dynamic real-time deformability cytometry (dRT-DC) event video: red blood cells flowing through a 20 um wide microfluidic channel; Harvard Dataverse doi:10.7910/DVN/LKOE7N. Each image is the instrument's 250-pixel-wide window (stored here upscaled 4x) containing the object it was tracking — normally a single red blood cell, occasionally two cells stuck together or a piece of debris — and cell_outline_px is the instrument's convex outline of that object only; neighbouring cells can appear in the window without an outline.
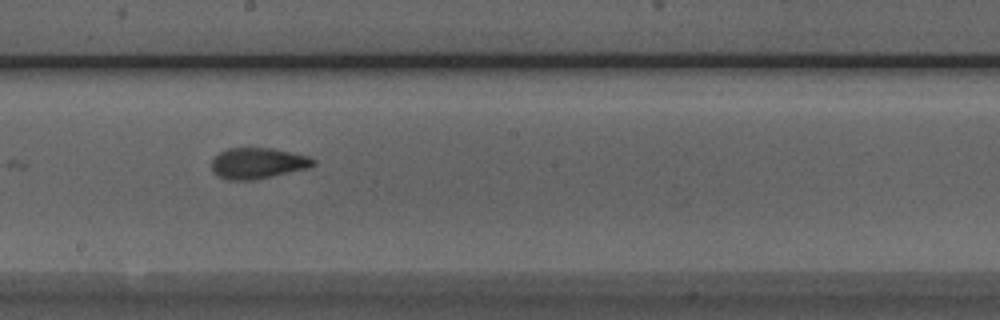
{"species": "Egyptian fruit bat (a non-hibernating species)", "species_latin": "Rousettus aegyptiacus", "temperature_condition": "room temperature", "stored_images_in_passage": 9, "camera_frame_rate_fps": 3000, "um_per_image_px": 0.085, "animal": {"sex": "male"}, "frame": {"image": 1, "passage_image": 7, "time_ms": 6.667, "image_size_px": [1000, 320], "cell_outline_px": [[316, 164], [308, 168], [272, 176], [252, 180], [224, 180], [216, 176], [212, 172], [212, 160], [220, 152], [228, 148], [272, 148], [312, 156], [316, 160]], "centroid_in_image_um": [21.92, 13.88], "position_along_channel_um": 226.3, "area_um2": 18.55}}
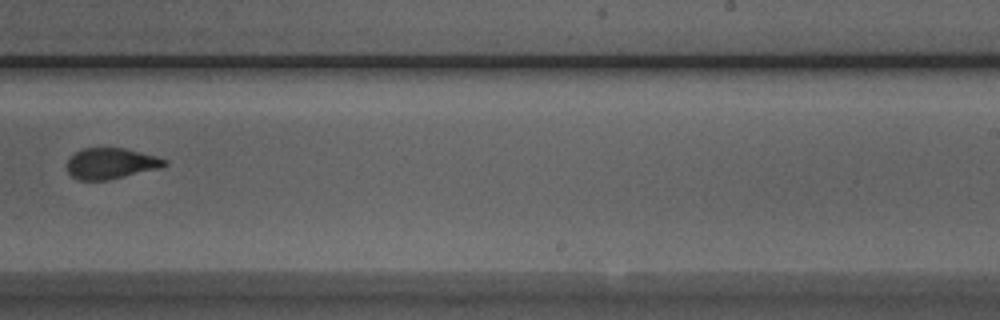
{"frame": {"image": 2, "passage_image": 8, "time_ms": 8.0, "image_size_px": [1000, 320], "cell_outline_px": [[168, 164], [160, 168], [108, 180], [80, 180], [72, 176], [68, 172], [68, 160], [76, 152], [84, 148], [124, 148], [156, 156], [168, 160]], "centroid_in_image_um": [9.46, 13.89], "position_along_channel_um": 279.5, "area_um2": 17.4}}
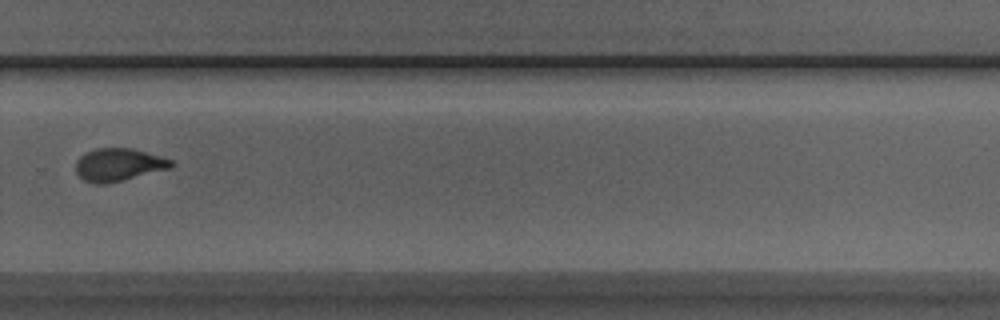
{"frame": {"image": 3, "passage_image": 9, "time_ms": 9.0, "image_size_px": [1000, 320], "cell_outline_px": [[176, 164], [168, 168], [104, 184], [96, 184], [84, 180], [76, 172], [76, 160], [80, 156], [96, 148], [132, 148], [160, 156], [172, 160]], "centroid_in_image_um": [10.05, 13.98], "position_along_channel_um": 319.7, "area_um2": 17.8}}